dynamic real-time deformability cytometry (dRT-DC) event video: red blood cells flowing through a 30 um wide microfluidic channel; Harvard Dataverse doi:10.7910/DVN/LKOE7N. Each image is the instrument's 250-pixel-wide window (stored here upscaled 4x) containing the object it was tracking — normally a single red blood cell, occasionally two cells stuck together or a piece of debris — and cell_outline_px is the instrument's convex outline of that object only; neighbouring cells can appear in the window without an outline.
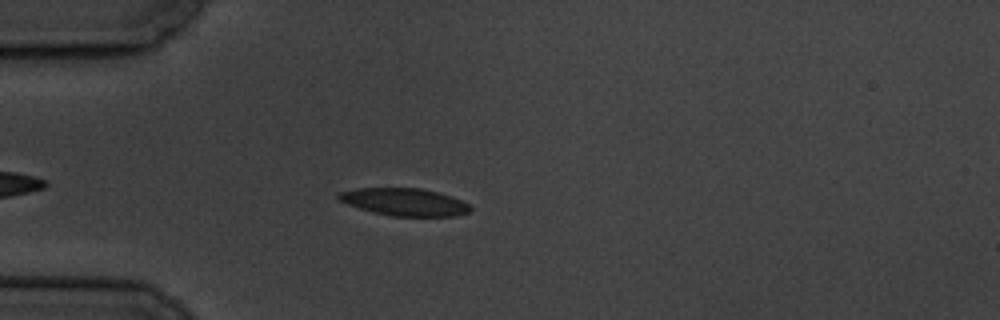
{"species": "common noctule bat (a hibernating species)", "species_latin": "Nyctalus noctula", "temperature_condition": "cold", "stored_images_in_passage": 46, "camera_frame_rate_fps": 3000, "um_per_image_px": 0.085, "animal": {"sex": "male", "body_mass_g": 19.5, "forearm_length_mm": 54.6}, "frame": {"image": 1, "passage_image": 7, "time_ms": 2.0, "image_size_px": [1000, 320], "cell_outline_px": [[472, 208], [468, 212], [456, 216], [392, 216], [372, 212], [348, 204], [340, 200], [336, 196], [340, 192], [356, 188], [420, 188], [440, 192], [452, 196], [468, 204]], "centroid_in_image_um": [34.39, 17.16], "position_along_channel_um": 50.6, "area_um2": 21.04}}
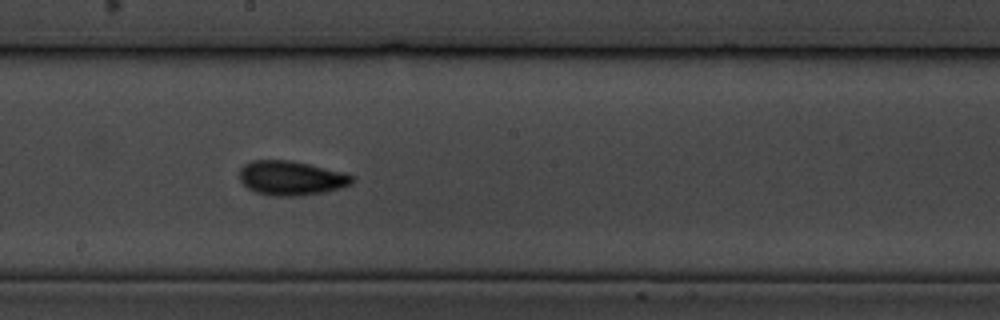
{"frame": {"image": 2, "passage_image": 23, "time_ms": 7.333, "image_size_px": [1000, 320], "cell_outline_px": [[356, 180], [352, 184], [340, 188], [324, 192], [296, 196], [272, 196], [256, 192], [248, 188], [240, 180], [240, 168], [244, 164], [252, 160], [292, 160], [344, 172], [356, 176]], "centroid_in_image_um": [24.79, 15.13], "position_along_channel_um": 223.4, "area_um2": 22.77}}
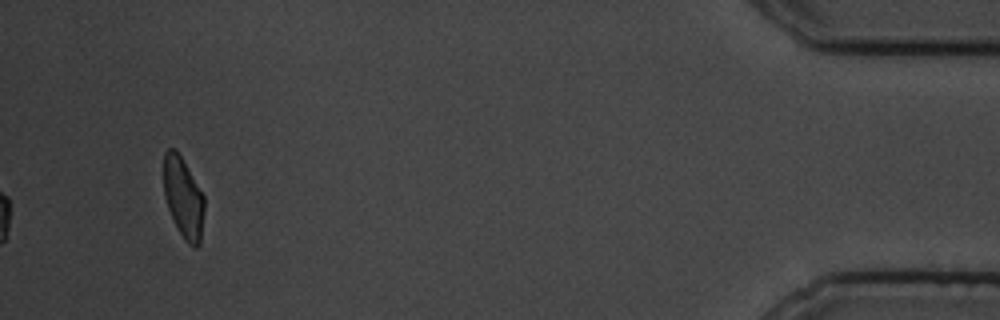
{"frame": {"image": 3, "passage_image": 46, "time_ms": 15.0, "image_size_px": [1000, 320], "cell_outline_px": [[204, 208], [200, 244], [196, 248], [192, 248], [184, 240], [168, 208], [164, 196], [164, 152], [168, 148], [176, 148], [204, 196]], "centroid_in_image_um": [15.58, 16.81], "position_along_channel_um": 419.6, "area_um2": 18.96}, "authors_computed_cell_mechanics": {"area_um2": 20.9814, "velocity_mm_per_s": 3.4755, "shape_relaxation_time_tau1_ms": 2.5849, "shape_relaxation_time_tau2_ms": 3.1141, "deformation_change_tau1": 0.0977, "deformation_change_tau2": 0.0733}}